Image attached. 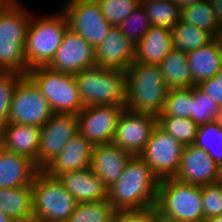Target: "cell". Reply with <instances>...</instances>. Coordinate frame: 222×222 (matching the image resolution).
<instances>
[{"label": "cell", "mask_w": 222, "mask_h": 222, "mask_svg": "<svg viewBox=\"0 0 222 222\" xmlns=\"http://www.w3.org/2000/svg\"><path fill=\"white\" fill-rule=\"evenodd\" d=\"M168 89L191 88L192 76L186 53L174 48L159 64Z\"/></svg>", "instance_id": "26"}, {"label": "cell", "mask_w": 222, "mask_h": 222, "mask_svg": "<svg viewBox=\"0 0 222 222\" xmlns=\"http://www.w3.org/2000/svg\"><path fill=\"white\" fill-rule=\"evenodd\" d=\"M104 18L111 26L119 27L141 0H97Z\"/></svg>", "instance_id": "35"}, {"label": "cell", "mask_w": 222, "mask_h": 222, "mask_svg": "<svg viewBox=\"0 0 222 222\" xmlns=\"http://www.w3.org/2000/svg\"><path fill=\"white\" fill-rule=\"evenodd\" d=\"M0 222H14L10 217L0 211Z\"/></svg>", "instance_id": "44"}, {"label": "cell", "mask_w": 222, "mask_h": 222, "mask_svg": "<svg viewBox=\"0 0 222 222\" xmlns=\"http://www.w3.org/2000/svg\"><path fill=\"white\" fill-rule=\"evenodd\" d=\"M204 220L222 214V184L220 181L201 186Z\"/></svg>", "instance_id": "38"}, {"label": "cell", "mask_w": 222, "mask_h": 222, "mask_svg": "<svg viewBox=\"0 0 222 222\" xmlns=\"http://www.w3.org/2000/svg\"><path fill=\"white\" fill-rule=\"evenodd\" d=\"M0 211L14 222H33V185L0 188Z\"/></svg>", "instance_id": "25"}, {"label": "cell", "mask_w": 222, "mask_h": 222, "mask_svg": "<svg viewBox=\"0 0 222 222\" xmlns=\"http://www.w3.org/2000/svg\"><path fill=\"white\" fill-rule=\"evenodd\" d=\"M119 27L122 33L136 45L150 29L151 25L144 7L140 4L125 18Z\"/></svg>", "instance_id": "36"}, {"label": "cell", "mask_w": 222, "mask_h": 222, "mask_svg": "<svg viewBox=\"0 0 222 222\" xmlns=\"http://www.w3.org/2000/svg\"><path fill=\"white\" fill-rule=\"evenodd\" d=\"M84 106L117 105L126 107V72L92 67L75 75Z\"/></svg>", "instance_id": "6"}, {"label": "cell", "mask_w": 222, "mask_h": 222, "mask_svg": "<svg viewBox=\"0 0 222 222\" xmlns=\"http://www.w3.org/2000/svg\"><path fill=\"white\" fill-rule=\"evenodd\" d=\"M114 222H163L155 207L147 210L117 211Z\"/></svg>", "instance_id": "39"}, {"label": "cell", "mask_w": 222, "mask_h": 222, "mask_svg": "<svg viewBox=\"0 0 222 222\" xmlns=\"http://www.w3.org/2000/svg\"><path fill=\"white\" fill-rule=\"evenodd\" d=\"M215 121L222 126V108H220L215 116Z\"/></svg>", "instance_id": "45"}, {"label": "cell", "mask_w": 222, "mask_h": 222, "mask_svg": "<svg viewBox=\"0 0 222 222\" xmlns=\"http://www.w3.org/2000/svg\"><path fill=\"white\" fill-rule=\"evenodd\" d=\"M219 181H222V166L220 167V179Z\"/></svg>", "instance_id": "49"}, {"label": "cell", "mask_w": 222, "mask_h": 222, "mask_svg": "<svg viewBox=\"0 0 222 222\" xmlns=\"http://www.w3.org/2000/svg\"><path fill=\"white\" fill-rule=\"evenodd\" d=\"M22 77L16 73L0 72V128L8 124L12 94Z\"/></svg>", "instance_id": "37"}, {"label": "cell", "mask_w": 222, "mask_h": 222, "mask_svg": "<svg viewBox=\"0 0 222 222\" xmlns=\"http://www.w3.org/2000/svg\"><path fill=\"white\" fill-rule=\"evenodd\" d=\"M158 125L183 146L193 144L198 126L191 118L158 116Z\"/></svg>", "instance_id": "32"}, {"label": "cell", "mask_w": 222, "mask_h": 222, "mask_svg": "<svg viewBox=\"0 0 222 222\" xmlns=\"http://www.w3.org/2000/svg\"><path fill=\"white\" fill-rule=\"evenodd\" d=\"M57 178L77 203L107 200L108 189L90 168L62 173Z\"/></svg>", "instance_id": "20"}, {"label": "cell", "mask_w": 222, "mask_h": 222, "mask_svg": "<svg viewBox=\"0 0 222 222\" xmlns=\"http://www.w3.org/2000/svg\"><path fill=\"white\" fill-rule=\"evenodd\" d=\"M4 149L3 128H0V152Z\"/></svg>", "instance_id": "47"}, {"label": "cell", "mask_w": 222, "mask_h": 222, "mask_svg": "<svg viewBox=\"0 0 222 222\" xmlns=\"http://www.w3.org/2000/svg\"><path fill=\"white\" fill-rule=\"evenodd\" d=\"M54 114L40 89L28 77L23 76L14 88L8 123L39 126Z\"/></svg>", "instance_id": "9"}, {"label": "cell", "mask_w": 222, "mask_h": 222, "mask_svg": "<svg viewBox=\"0 0 222 222\" xmlns=\"http://www.w3.org/2000/svg\"><path fill=\"white\" fill-rule=\"evenodd\" d=\"M160 179L139 156H132L119 180L107 191V200L117 211L155 207Z\"/></svg>", "instance_id": "1"}, {"label": "cell", "mask_w": 222, "mask_h": 222, "mask_svg": "<svg viewBox=\"0 0 222 222\" xmlns=\"http://www.w3.org/2000/svg\"><path fill=\"white\" fill-rule=\"evenodd\" d=\"M124 109L117 105L85 106L77 114L79 133L93 145L112 143Z\"/></svg>", "instance_id": "13"}, {"label": "cell", "mask_w": 222, "mask_h": 222, "mask_svg": "<svg viewBox=\"0 0 222 222\" xmlns=\"http://www.w3.org/2000/svg\"><path fill=\"white\" fill-rule=\"evenodd\" d=\"M193 86L217 76L222 67V40L216 37L208 45L186 53Z\"/></svg>", "instance_id": "22"}, {"label": "cell", "mask_w": 222, "mask_h": 222, "mask_svg": "<svg viewBox=\"0 0 222 222\" xmlns=\"http://www.w3.org/2000/svg\"><path fill=\"white\" fill-rule=\"evenodd\" d=\"M193 145L202 148L219 167L222 166V126L215 120L198 126Z\"/></svg>", "instance_id": "30"}, {"label": "cell", "mask_w": 222, "mask_h": 222, "mask_svg": "<svg viewBox=\"0 0 222 222\" xmlns=\"http://www.w3.org/2000/svg\"><path fill=\"white\" fill-rule=\"evenodd\" d=\"M41 128L8 123L3 128L4 149L28 157L37 166Z\"/></svg>", "instance_id": "24"}, {"label": "cell", "mask_w": 222, "mask_h": 222, "mask_svg": "<svg viewBox=\"0 0 222 222\" xmlns=\"http://www.w3.org/2000/svg\"><path fill=\"white\" fill-rule=\"evenodd\" d=\"M33 185V222H67L77 201L57 177L40 170Z\"/></svg>", "instance_id": "7"}, {"label": "cell", "mask_w": 222, "mask_h": 222, "mask_svg": "<svg viewBox=\"0 0 222 222\" xmlns=\"http://www.w3.org/2000/svg\"><path fill=\"white\" fill-rule=\"evenodd\" d=\"M95 66V48L82 36L68 28L54 58L47 67L51 70L75 75Z\"/></svg>", "instance_id": "15"}, {"label": "cell", "mask_w": 222, "mask_h": 222, "mask_svg": "<svg viewBox=\"0 0 222 222\" xmlns=\"http://www.w3.org/2000/svg\"><path fill=\"white\" fill-rule=\"evenodd\" d=\"M134 58L135 44L122 33L120 27L111 26L95 49L96 66L104 69L126 72L134 63Z\"/></svg>", "instance_id": "17"}, {"label": "cell", "mask_w": 222, "mask_h": 222, "mask_svg": "<svg viewBox=\"0 0 222 222\" xmlns=\"http://www.w3.org/2000/svg\"><path fill=\"white\" fill-rule=\"evenodd\" d=\"M126 109L158 117L165 104L168 88L159 65L133 63L126 70Z\"/></svg>", "instance_id": "3"}, {"label": "cell", "mask_w": 222, "mask_h": 222, "mask_svg": "<svg viewBox=\"0 0 222 222\" xmlns=\"http://www.w3.org/2000/svg\"><path fill=\"white\" fill-rule=\"evenodd\" d=\"M133 155L113 143L94 145L90 169L98 175L109 189L121 177Z\"/></svg>", "instance_id": "18"}, {"label": "cell", "mask_w": 222, "mask_h": 222, "mask_svg": "<svg viewBox=\"0 0 222 222\" xmlns=\"http://www.w3.org/2000/svg\"><path fill=\"white\" fill-rule=\"evenodd\" d=\"M201 186L175 178L160 180L155 208L163 222H204Z\"/></svg>", "instance_id": "5"}, {"label": "cell", "mask_w": 222, "mask_h": 222, "mask_svg": "<svg viewBox=\"0 0 222 222\" xmlns=\"http://www.w3.org/2000/svg\"><path fill=\"white\" fill-rule=\"evenodd\" d=\"M214 9L218 26L222 29V0H208Z\"/></svg>", "instance_id": "41"}, {"label": "cell", "mask_w": 222, "mask_h": 222, "mask_svg": "<svg viewBox=\"0 0 222 222\" xmlns=\"http://www.w3.org/2000/svg\"><path fill=\"white\" fill-rule=\"evenodd\" d=\"M183 148L181 143L157 124L139 156L160 180L174 178L181 164Z\"/></svg>", "instance_id": "11"}, {"label": "cell", "mask_w": 222, "mask_h": 222, "mask_svg": "<svg viewBox=\"0 0 222 222\" xmlns=\"http://www.w3.org/2000/svg\"><path fill=\"white\" fill-rule=\"evenodd\" d=\"M157 124L156 116L132 112L125 108L119 118L112 143L133 156L139 155Z\"/></svg>", "instance_id": "14"}, {"label": "cell", "mask_w": 222, "mask_h": 222, "mask_svg": "<svg viewBox=\"0 0 222 222\" xmlns=\"http://www.w3.org/2000/svg\"><path fill=\"white\" fill-rule=\"evenodd\" d=\"M204 222H222V214L206 219Z\"/></svg>", "instance_id": "46"}, {"label": "cell", "mask_w": 222, "mask_h": 222, "mask_svg": "<svg viewBox=\"0 0 222 222\" xmlns=\"http://www.w3.org/2000/svg\"><path fill=\"white\" fill-rule=\"evenodd\" d=\"M67 29L68 21L62 11L38 17L32 13L24 46L27 73L50 64Z\"/></svg>", "instance_id": "4"}, {"label": "cell", "mask_w": 222, "mask_h": 222, "mask_svg": "<svg viewBox=\"0 0 222 222\" xmlns=\"http://www.w3.org/2000/svg\"><path fill=\"white\" fill-rule=\"evenodd\" d=\"M27 76L40 89L55 114H78L85 107L74 75L37 67L28 70Z\"/></svg>", "instance_id": "8"}, {"label": "cell", "mask_w": 222, "mask_h": 222, "mask_svg": "<svg viewBox=\"0 0 222 222\" xmlns=\"http://www.w3.org/2000/svg\"><path fill=\"white\" fill-rule=\"evenodd\" d=\"M203 0H173V2L180 8V10L189 7L190 5L201 2Z\"/></svg>", "instance_id": "42"}, {"label": "cell", "mask_w": 222, "mask_h": 222, "mask_svg": "<svg viewBox=\"0 0 222 222\" xmlns=\"http://www.w3.org/2000/svg\"><path fill=\"white\" fill-rule=\"evenodd\" d=\"M14 0L0 12V72L27 76L24 46L32 13Z\"/></svg>", "instance_id": "2"}, {"label": "cell", "mask_w": 222, "mask_h": 222, "mask_svg": "<svg viewBox=\"0 0 222 222\" xmlns=\"http://www.w3.org/2000/svg\"><path fill=\"white\" fill-rule=\"evenodd\" d=\"M217 76L220 80H222V67H221L220 71L218 72Z\"/></svg>", "instance_id": "48"}, {"label": "cell", "mask_w": 222, "mask_h": 222, "mask_svg": "<svg viewBox=\"0 0 222 222\" xmlns=\"http://www.w3.org/2000/svg\"><path fill=\"white\" fill-rule=\"evenodd\" d=\"M151 26L170 30L180 21L181 10L173 0H141Z\"/></svg>", "instance_id": "28"}, {"label": "cell", "mask_w": 222, "mask_h": 222, "mask_svg": "<svg viewBox=\"0 0 222 222\" xmlns=\"http://www.w3.org/2000/svg\"><path fill=\"white\" fill-rule=\"evenodd\" d=\"M180 20L200 29L208 30L215 37H220L222 32L215 18L214 9L208 0L194 3L182 9Z\"/></svg>", "instance_id": "29"}, {"label": "cell", "mask_w": 222, "mask_h": 222, "mask_svg": "<svg viewBox=\"0 0 222 222\" xmlns=\"http://www.w3.org/2000/svg\"><path fill=\"white\" fill-rule=\"evenodd\" d=\"M93 149L94 145L78 132L43 171L52 177H57L62 173L88 169Z\"/></svg>", "instance_id": "19"}, {"label": "cell", "mask_w": 222, "mask_h": 222, "mask_svg": "<svg viewBox=\"0 0 222 222\" xmlns=\"http://www.w3.org/2000/svg\"><path fill=\"white\" fill-rule=\"evenodd\" d=\"M174 48L169 28L151 26L135 45L134 63L159 65Z\"/></svg>", "instance_id": "23"}, {"label": "cell", "mask_w": 222, "mask_h": 222, "mask_svg": "<svg viewBox=\"0 0 222 222\" xmlns=\"http://www.w3.org/2000/svg\"><path fill=\"white\" fill-rule=\"evenodd\" d=\"M61 11L67 18L68 28L82 36L95 49L111 28L97 0H68Z\"/></svg>", "instance_id": "10"}, {"label": "cell", "mask_w": 222, "mask_h": 222, "mask_svg": "<svg viewBox=\"0 0 222 222\" xmlns=\"http://www.w3.org/2000/svg\"><path fill=\"white\" fill-rule=\"evenodd\" d=\"M77 114H53L41 127L37 167L44 170L79 131Z\"/></svg>", "instance_id": "12"}, {"label": "cell", "mask_w": 222, "mask_h": 222, "mask_svg": "<svg viewBox=\"0 0 222 222\" xmlns=\"http://www.w3.org/2000/svg\"><path fill=\"white\" fill-rule=\"evenodd\" d=\"M40 169L26 156L3 149L0 152V188L32 184Z\"/></svg>", "instance_id": "21"}, {"label": "cell", "mask_w": 222, "mask_h": 222, "mask_svg": "<svg viewBox=\"0 0 222 222\" xmlns=\"http://www.w3.org/2000/svg\"><path fill=\"white\" fill-rule=\"evenodd\" d=\"M192 115V87L168 89L164 108L159 116L190 118Z\"/></svg>", "instance_id": "33"}, {"label": "cell", "mask_w": 222, "mask_h": 222, "mask_svg": "<svg viewBox=\"0 0 222 222\" xmlns=\"http://www.w3.org/2000/svg\"><path fill=\"white\" fill-rule=\"evenodd\" d=\"M14 0H0V12L3 11Z\"/></svg>", "instance_id": "43"}, {"label": "cell", "mask_w": 222, "mask_h": 222, "mask_svg": "<svg viewBox=\"0 0 222 222\" xmlns=\"http://www.w3.org/2000/svg\"><path fill=\"white\" fill-rule=\"evenodd\" d=\"M171 34L174 47L185 53L208 45L216 38L208 30L200 29L181 20L171 29Z\"/></svg>", "instance_id": "27"}, {"label": "cell", "mask_w": 222, "mask_h": 222, "mask_svg": "<svg viewBox=\"0 0 222 222\" xmlns=\"http://www.w3.org/2000/svg\"><path fill=\"white\" fill-rule=\"evenodd\" d=\"M198 87L212 97L216 103L222 108V80L218 76H214L198 85Z\"/></svg>", "instance_id": "40"}, {"label": "cell", "mask_w": 222, "mask_h": 222, "mask_svg": "<svg viewBox=\"0 0 222 222\" xmlns=\"http://www.w3.org/2000/svg\"><path fill=\"white\" fill-rule=\"evenodd\" d=\"M219 109V105L212 97L198 86H192V115L190 118L197 126L214 121Z\"/></svg>", "instance_id": "34"}, {"label": "cell", "mask_w": 222, "mask_h": 222, "mask_svg": "<svg viewBox=\"0 0 222 222\" xmlns=\"http://www.w3.org/2000/svg\"><path fill=\"white\" fill-rule=\"evenodd\" d=\"M174 178L183 183L203 186L219 181L220 167L202 148L191 144L184 146L181 164Z\"/></svg>", "instance_id": "16"}, {"label": "cell", "mask_w": 222, "mask_h": 222, "mask_svg": "<svg viewBox=\"0 0 222 222\" xmlns=\"http://www.w3.org/2000/svg\"><path fill=\"white\" fill-rule=\"evenodd\" d=\"M116 212L108 200L77 203L67 222H114Z\"/></svg>", "instance_id": "31"}]
</instances>
